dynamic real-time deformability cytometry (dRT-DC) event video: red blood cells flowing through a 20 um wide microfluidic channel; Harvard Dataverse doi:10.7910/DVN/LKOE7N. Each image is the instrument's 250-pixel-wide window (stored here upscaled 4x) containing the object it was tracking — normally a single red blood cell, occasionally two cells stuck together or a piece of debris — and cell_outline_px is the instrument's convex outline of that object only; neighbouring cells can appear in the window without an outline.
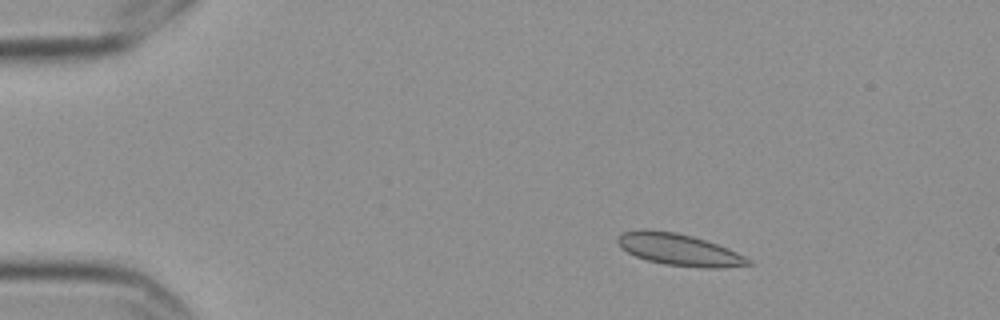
{"species": "Egyptian fruit bat (a non-hibernating species)", "species_latin": "Rousettus aegyptiacus", "temperature_condition": "cold", "stored_images_in_passage": 5, "camera_frame_rate_fps": 3000, "um_per_image_px": 0.085, "frame": {"image": 1, "passage_image": 3, "time_ms": 0.667, "image_size_px": [1000, 320], "cell_outline_px": [[752, 264], [720, 268], [704, 268], [664, 264], [648, 260], [636, 256], [620, 248], [616, 240], [616, 236], [624, 232], [640, 228], [652, 228], [676, 232], [692, 236], [728, 248], [752, 260]], "centroid_in_image_um": [57.67, 21.2], "position_along_channel_um": 27.3, "area_um2": 24.39}}